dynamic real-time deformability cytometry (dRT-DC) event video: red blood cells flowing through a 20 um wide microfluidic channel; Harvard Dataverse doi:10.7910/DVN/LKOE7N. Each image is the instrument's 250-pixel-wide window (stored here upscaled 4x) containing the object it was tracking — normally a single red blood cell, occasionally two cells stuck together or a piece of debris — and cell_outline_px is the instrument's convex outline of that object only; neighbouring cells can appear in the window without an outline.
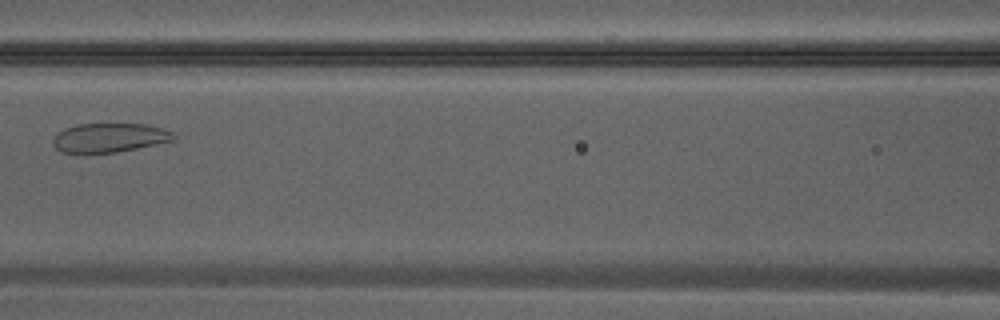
{"species": "Egyptian fruit bat (a non-hibernating species)", "species_latin": "Rousettus aegyptiacus", "temperature_condition": "warm", "stored_images_in_passage": 30, "camera_frame_rate_fps": 3000, "um_per_image_px": 0.085, "animal": {"sex": "male"}, "frame": {"image": 1, "passage_image": 13, "time_ms": 4.0, "image_size_px": [1000, 320], "cell_outline_px": [[176, 140], [116, 152], [60, 152], [52, 144], [52, 140], [56, 132], [64, 128], [76, 124], [148, 124], [164, 128], [172, 132], [176, 136]], "centroid_in_image_um": [9.3, 11.69], "position_along_channel_um": 157.3, "area_um2": 20.52}}
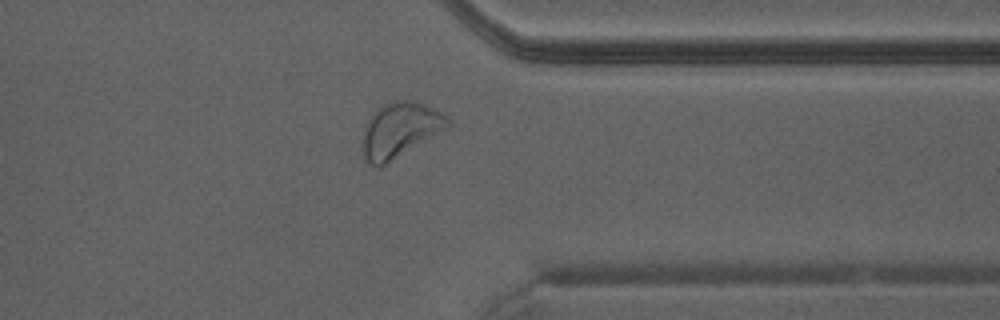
{"frame": {"image": 2, "passage_image": 26, "time_ms": 8.333, "image_size_px": [1000, 320], "cell_outline_px": [[452, 124], [448, 128], [384, 164], [372, 164], [364, 156], [364, 128], [372, 112], [376, 108], [392, 100], [412, 100], [424, 104], [448, 116]], "centroid_in_image_um": [34.04, 10.97], "position_along_channel_um": 377.4, "area_um2": 26.65}}